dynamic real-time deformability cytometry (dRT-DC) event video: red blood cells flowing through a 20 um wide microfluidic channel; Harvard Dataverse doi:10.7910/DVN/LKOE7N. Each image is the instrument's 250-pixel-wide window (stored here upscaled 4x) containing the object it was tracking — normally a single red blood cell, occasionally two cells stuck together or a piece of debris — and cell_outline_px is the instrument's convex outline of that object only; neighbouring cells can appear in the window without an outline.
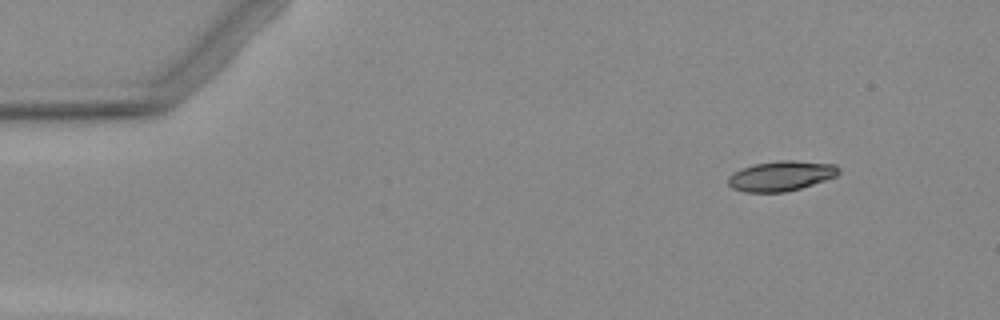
{"species": "Egyptian fruit bat (a non-hibernating species)", "species_latin": "Rousettus aegyptiacus", "temperature_condition": "warm", "stored_images_in_passage": 5, "camera_frame_rate_fps": 3000, "um_per_image_px": 0.085, "animal": {"sex": "female"}, "frame": {"image": 1, "passage_image": 1, "time_ms": 0.0, "image_size_px": [1000, 320], "cell_outline_px": [[840, 172], [836, 176], [800, 188], [784, 192], [744, 192], [732, 188], [728, 184], [728, 176], [732, 172], [756, 164], [780, 160], [792, 160], [836, 164], [840, 168]], "centroid_in_image_um": [66.39, 14.95], "position_along_channel_um": 18.6, "area_um2": 19.25}}
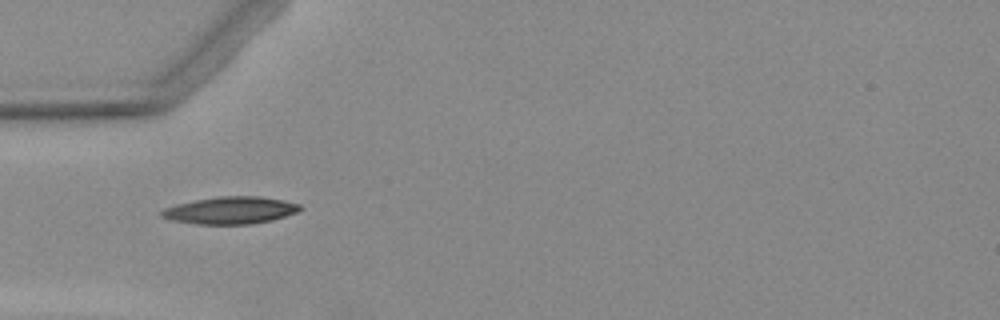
{"frame": {"image": 2, "passage_image": 4, "time_ms": 3.667, "image_size_px": [1000, 320], "cell_outline_px": [[304, 208], [296, 212], [272, 220], [252, 224], [196, 224], [172, 220], [160, 216], [160, 212], [164, 208], [176, 204], [216, 196], [260, 196], [284, 200], [300, 204]], "centroid_in_image_um": [19.59, 17.87], "position_along_channel_um": 65.4, "area_um2": 22.02}}
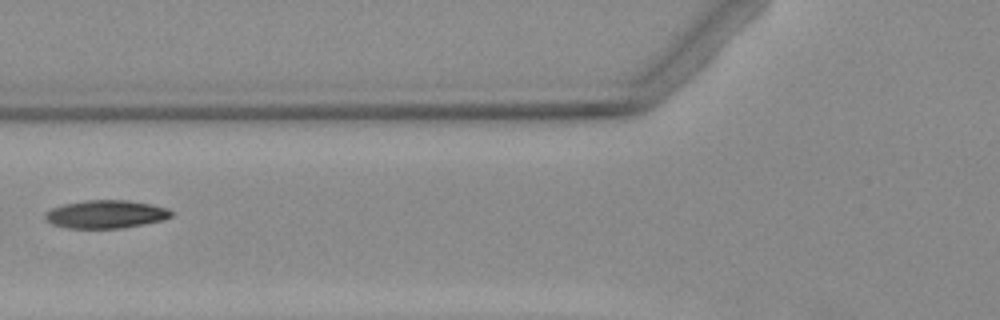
{"frame": {"image": 3, "passage_image": 5, "time_ms": 5.0, "image_size_px": [1000, 320], "cell_outline_px": [[172, 216], [160, 220], [144, 224], [120, 228], [68, 228], [52, 224], [44, 216], [44, 212], [52, 208], [64, 204], [88, 200], [128, 200], [152, 204], [168, 208], [172, 212]], "centroid_in_image_um": [8.99, 18.2], "position_along_channel_um": 116.8, "area_um2": 20.52}}